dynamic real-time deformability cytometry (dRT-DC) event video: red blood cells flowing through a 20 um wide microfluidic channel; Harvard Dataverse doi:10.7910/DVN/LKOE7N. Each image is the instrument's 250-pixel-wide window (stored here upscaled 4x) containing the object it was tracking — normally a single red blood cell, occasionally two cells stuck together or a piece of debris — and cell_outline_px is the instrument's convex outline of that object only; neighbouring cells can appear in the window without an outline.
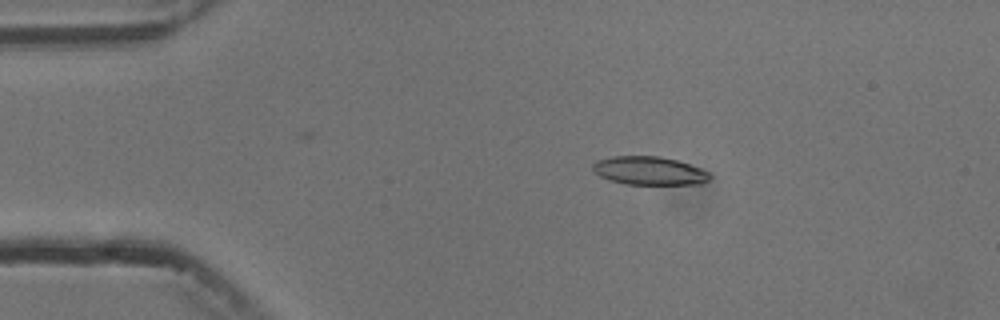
{"species": "common noctule bat (a hibernating species)", "species_latin": "Nyctalus noctula", "temperature_condition": "cold", "stored_images_in_passage": 6, "camera_frame_rate_fps": 3000, "um_per_image_px": 0.085, "animal": {"sex": "male", "body_mass_g": 13.3}, "frame": {"image": 1, "passage_image": 2, "time_ms": 1.0, "image_size_px": [1000, 320], "cell_outline_px": [[712, 176], [708, 180], [700, 184], [628, 184], [612, 180], [600, 176], [592, 168], [592, 164], [596, 160], [612, 156], [660, 156], [676, 160], [700, 168], [708, 172]], "centroid_in_image_um": [55.19, 14.5], "position_along_channel_um": 29.8, "area_um2": 19.19}}
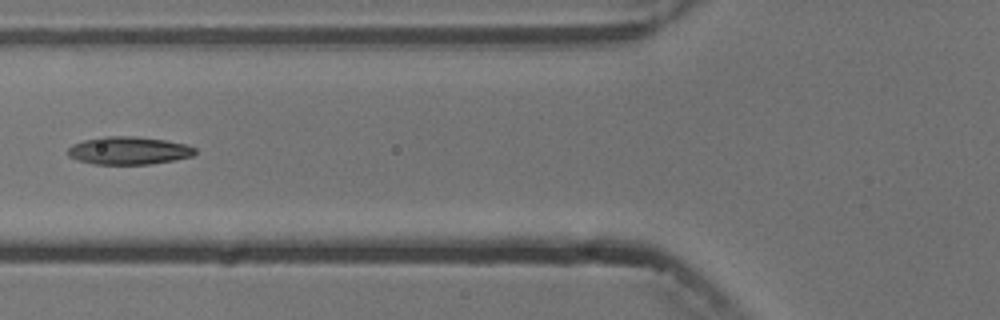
{"frame": {"image": 2, "passage_image": 5, "time_ms": 4.667, "image_size_px": [1000, 320], "cell_outline_px": [[196, 152], [192, 156], [176, 160], [148, 164], [92, 164], [76, 160], [68, 156], [68, 148], [72, 144], [84, 140], [104, 136], [136, 136], [164, 140], [184, 144], [196, 148]], "centroid_in_image_um": [10.91, 12.8], "position_along_channel_um": 114.9, "area_um2": 20.69}}
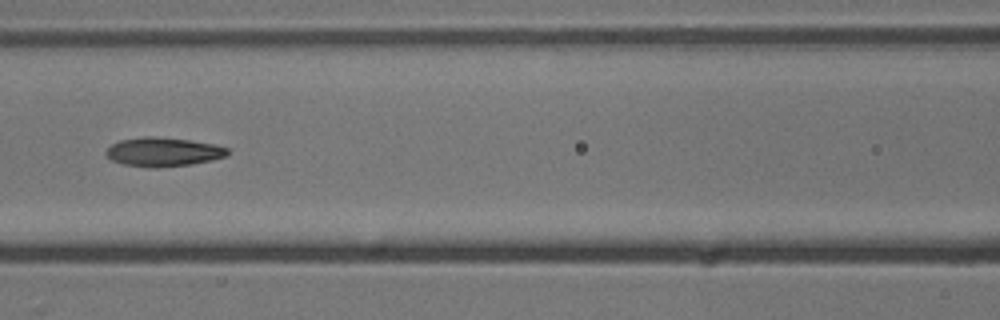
{"frame": {"image": 3, "passage_image": 6, "time_ms": 5.667, "image_size_px": [1000, 320], "cell_outline_px": [[228, 156], [212, 160], [192, 164], [160, 168], [148, 168], [124, 164], [112, 160], [104, 152], [112, 144], [120, 140], [144, 136], [152, 136], [188, 140], [216, 144], [228, 148]], "centroid_in_image_um": [13.89, 12.92], "position_along_channel_um": 152.7, "area_um2": 20.63}}